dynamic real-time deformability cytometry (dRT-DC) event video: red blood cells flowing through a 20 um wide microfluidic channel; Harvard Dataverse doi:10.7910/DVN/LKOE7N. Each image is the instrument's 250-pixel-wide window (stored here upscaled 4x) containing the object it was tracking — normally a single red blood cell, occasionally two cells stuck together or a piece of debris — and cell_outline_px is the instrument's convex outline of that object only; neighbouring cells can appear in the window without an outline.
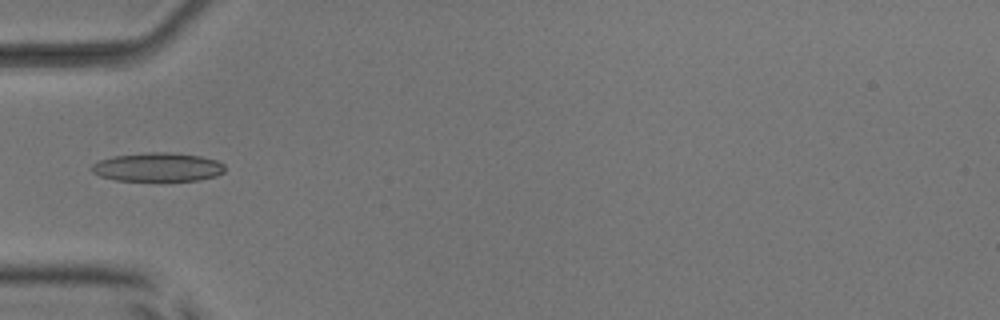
{"species": "common noctule bat (a hibernating species)", "species_latin": "Nyctalus noctula", "temperature_condition": "room temperature", "stored_images_in_passage": 14, "camera_frame_rate_fps": 3000, "um_per_image_px": 0.085, "animal": {"sex": "male", "body_mass_g": 17.9, "forearm_length_mm": 54.2}, "frame": {"image": 1, "passage_image": 1, "time_ms": 0.0, "image_size_px": [1000, 320], "cell_outline_px": [[224, 172], [216, 176], [200, 180], [116, 180], [100, 176], [92, 172], [88, 168], [92, 164], [100, 160], [112, 156], [148, 152], [168, 152], [200, 156], [216, 160], [224, 164]], "centroid_in_image_um": [13.38, 14.2], "position_along_channel_um": 71.6, "area_um2": 22.31}}
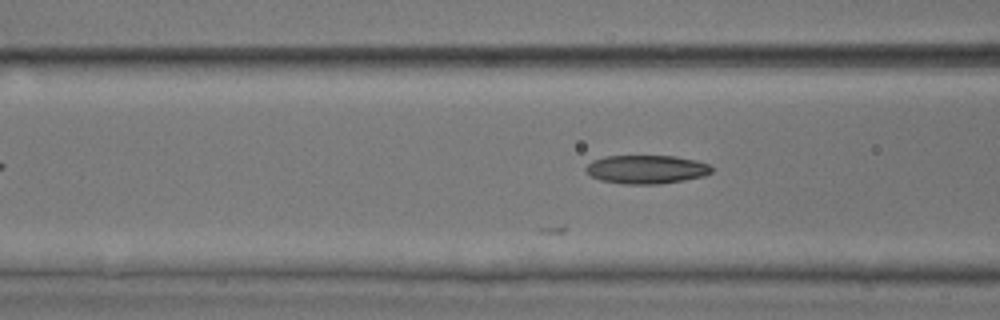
{"frame": {"image": 2, "passage_image": 4, "time_ms": 1.0, "image_size_px": [1000, 320], "cell_outline_px": [[712, 172], [704, 176], [684, 180], [660, 184], [624, 184], [600, 180], [592, 176], [584, 168], [592, 160], [604, 156], [676, 156], [696, 160], [708, 164], [712, 168]], "centroid_in_image_um": [54.95, 14.39], "position_along_channel_um": 111.7, "area_um2": 20.98}}